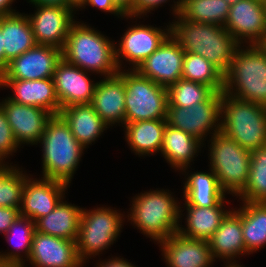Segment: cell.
<instances>
[{"label":"cell","mask_w":266,"mask_h":267,"mask_svg":"<svg viewBox=\"0 0 266 267\" xmlns=\"http://www.w3.org/2000/svg\"><path fill=\"white\" fill-rule=\"evenodd\" d=\"M169 21L170 36L184 52L203 56L225 74L240 44L224 26L194 22L177 13Z\"/></svg>","instance_id":"6da1fadb"},{"label":"cell","mask_w":266,"mask_h":267,"mask_svg":"<svg viewBox=\"0 0 266 267\" xmlns=\"http://www.w3.org/2000/svg\"><path fill=\"white\" fill-rule=\"evenodd\" d=\"M169 189H150L131 197L126 223L159 244L179 230L180 202ZM152 239V240H151Z\"/></svg>","instance_id":"7a4b0ae2"},{"label":"cell","mask_w":266,"mask_h":267,"mask_svg":"<svg viewBox=\"0 0 266 267\" xmlns=\"http://www.w3.org/2000/svg\"><path fill=\"white\" fill-rule=\"evenodd\" d=\"M86 23L80 19L71 25L62 58L99 78L115 76L119 72L115 39Z\"/></svg>","instance_id":"3957f363"},{"label":"cell","mask_w":266,"mask_h":267,"mask_svg":"<svg viewBox=\"0 0 266 267\" xmlns=\"http://www.w3.org/2000/svg\"><path fill=\"white\" fill-rule=\"evenodd\" d=\"M38 144L42 148L41 177L71 185L86 149L75 139L60 115H53L48 121Z\"/></svg>","instance_id":"277c9868"},{"label":"cell","mask_w":266,"mask_h":267,"mask_svg":"<svg viewBox=\"0 0 266 267\" xmlns=\"http://www.w3.org/2000/svg\"><path fill=\"white\" fill-rule=\"evenodd\" d=\"M224 93L266 106V47L240 45L224 74Z\"/></svg>","instance_id":"5b68a950"},{"label":"cell","mask_w":266,"mask_h":267,"mask_svg":"<svg viewBox=\"0 0 266 267\" xmlns=\"http://www.w3.org/2000/svg\"><path fill=\"white\" fill-rule=\"evenodd\" d=\"M125 212L116 207H83L78 237L76 239L77 256L85 266L89 259L100 257L121 237L126 218Z\"/></svg>","instance_id":"8992f818"},{"label":"cell","mask_w":266,"mask_h":267,"mask_svg":"<svg viewBox=\"0 0 266 267\" xmlns=\"http://www.w3.org/2000/svg\"><path fill=\"white\" fill-rule=\"evenodd\" d=\"M220 132L250 152L266 146V106L222 92Z\"/></svg>","instance_id":"52a82bcc"},{"label":"cell","mask_w":266,"mask_h":267,"mask_svg":"<svg viewBox=\"0 0 266 267\" xmlns=\"http://www.w3.org/2000/svg\"><path fill=\"white\" fill-rule=\"evenodd\" d=\"M206 143L204 149L208 146L209 168L217 176L221 189L236 198L248 183L251 152L222 132Z\"/></svg>","instance_id":"ba28073f"},{"label":"cell","mask_w":266,"mask_h":267,"mask_svg":"<svg viewBox=\"0 0 266 267\" xmlns=\"http://www.w3.org/2000/svg\"><path fill=\"white\" fill-rule=\"evenodd\" d=\"M125 87V124L166 119L167 88L142 76L137 70H119Z\"/></svg>","instance_id":"9c48e42d"},{"label":"cell","mask_w":266,"mask_h":267,"mask_svg":"<svg viewBox=\"0 0 266 267\" xmlns=\"http://www.w3.org/2000/svg\"><path fill=\"white\" fill-rule=\"evenodd\" d=\"M127 19L132 20V24L136 23L128 25L119 41H115L116 62L119 70H136L170 35V23H165L164 27H157L155 24L154 27L141 22L137 24V20L142 17L138 19V17L126 15L125 20Z\"/></svg>","instance_id":"30bf717a"},{"label":"cell","mask_w":266,"mask_h":267,"mask_svg":"<svg viewBox=\"0 0 266 267\" xmlns=\"http://www.w3.org/2000/svg\"><path fill=\"white\" fill-rule=\"evenodd\" d=\"M221 102L222 92H214L205 102L192 107L168 106L166 122L205 143L221 131Z\"/></svg>","instance_id":"8fae6325"},{"label":"cell","mask_w":266,"mask_h":267,"mask_svg":"<svg viewBox=\"0 0 266 267\" xmlns=\"http://www.w3.org/2000/svg\"><path fill=\"white\" fill-rule=\"evenodd\" d=\"M224 28L240 45H264L266 11L261 0H239L230 5Z\"/></svg>","instance_id":"7c38bea8"},{"label":"cell","mask_w":266,"mask_h":267,"mask_svg":"<svg viewBox=\"0 0 266 267\" xmlns=\"http://www.w3.org/2000/svg\"><path fill=\"white\" fill-rule=\"evenodd\" d=\"M0 107L7 116L13 136L18 145H38L48 121L53 114L43 108L22 105L10 100L1 99Z\"/></svg>","instance_id":"4fadbf2b"},{"label":"cell","mask_w":266,"mask_h":267,"mask_svg":"<svg viewBox=\"0 0 266 267\" xmlns=\"http://www.w3.org/2000/svg\"><path fill=\"white\" fill-rule=\"evenodd\" d=\"M61 59L62 49L36 44L10 61L0 74V79L40 80L52 78Z\"/></svg>","instance_id":"5bb4252c"},{"label":"cell","mask_w":266,"mask_h":267,"mask_svg":"<svg viewBox=\"0 0 266 267\" xmlns=\"http://www.w3.org/2000/svg\"><path fill=\"white\" fill-rule=\"evenodd\" d=\"M34 13H27L36 44L63 49L69 29L76 21V13L70 8L32 5ZM76 18V19H75Z\"/></svg>","instance_id":"9a60e30c"},{"label":"cell","mask_w":266,"mask_h":267,"mask_svg":"<svg viewBox=\"0 0 266 267\" xmlns=\"http://www.w3.org/2000/svg\"><path fill=\"white\" fill-rule=\"evenodd\" d=\"M31 175L25 182L20 215L33 222L48 215L66 196L70 185L54 179Z\"/></svg>","instance_id":"2e32d148"},{"label":"cell","mask_w":266,"mask_h":267,"mask_svg":"<svg viewBox=\"0 0 266 267\" xmlns=\"http://www.w3.org/2000/svg\"><path fill=\"white\" fill-rule=\"evenodd\" d=\"M87 72L62 58L53 74L56 95L61 109L70 105L89 104L98 80L91 79Z\"/></svg>","instance_id":"e0dca14e"},{"label":"cell","mask_w":266,"mask_h":267,"mask_svg":"<svg viewBox=\"0 0 266 267\" xmlns=\"http://www.w3.org/2000/svg\"><path fill=\"white\" fill-rule=\"evenodd\" d=\"M185 52L169 35L136 69L142 76L168 87L182 79Z\"/></svg>","instance_id":"ac0fdd59"},{"label":"cell","mask_w":266,"mask_h":267,"mask_svg":"<svg viewBox=\"0 0 266 267\" xmlns=\"http://www.w3.org/2000/svg\"><path fill=\"white\" fill-rule=\"evenodd\" d=\"M167 267H214L207 240L185 237L178 232L158 244Z\"/></svg>","instance_id":"d6986e66"},{"label":"cell","mask_w":266,"mask_h":267,"mask_svg":"<svg viewBox=\"0 0 266 267\" xmlns=\"http://www.w3.org/2000/svg\"><path fill=\"white\" fill-rule=\"evenodd\" d=\"M26 267H84L76 242L35 231ZM31 265V266H30Z\"/></svg>","instance_id":"ffe728a7"},{"label":"cell","mask_w":266,"mask_h":267,"mask_svg":"<svg viewBox=\"0 0 266 267\" xmlns=\"http://www.w3.org/2000/svg\"><path fill=\"white\" fill-rule=\"evenodd\" d=\"M226 215L220 227L208 240L214 260L224 265L241 264L237 260L246 256L242 231V201Z\"/></svg>","instance_id":"44dd1931"},{"label":"cell","mask_w":266,"mask_h":267,"mask_svg":"<svg viewBox=\"0 0 266 267\" xmlns=\"http://www.w3.org/2000/svg\"><path fill=\"white\" fill-rule=\"evenodd\" d=\"M226 198L227 197L217 206L211 207L188 205L181 199L178 233L188 238L208 241L220 227L226 215L233 209V207L231 209L228 207L227 210L229 199L227 200ZM182 220L185 222V224H183L184 226L182 225Z\"/></svg>","instance_id":"7402d4cb"},{"label":"cell","mask_w":266,"mask_h":267,"mask_svg":"<svg viewBox=\"0 0 266 267\" xmlns=\"http://www.w3.org/2000/svg\"><path fill=\"white\" fill-rule=\"evenodd\" d=\"M2 88V89H1ZM11 89L7 97L19 104L36 106L59 115L60 102L56 95L53 78L40 80L0 79V89Z\"/></svg>","instance_id":"603a6c76"},{"label":"cell","mask_w":266,"mask_h":267,"mask_svg":"<svg viewBox=\"0 0 266 267\" xmlns=\"http://www.w3.org/2000/svg\"><path fill=\"white\" fill-rule=\"evenodd\" d=\"M98 81L91 105L95 112L112 129L125 125V87L124 80L116 74Z\"/></svg>","instance_id":"cb8c5ba5"},{"label":"cell","mask_w":266,"mask_h":267,"mask_svg":"<svg viewBox=\"0 0 266 267\" xmlns=\"http://www.w3.org/2000/svg\"><path fill=\"white\" fill-rule=\"evenodd\" d=\"M191 170L194 169L190 166L180 172L184 176L183 192H181L183 195L181 196L188 205L199 207L217 206L228 196L219 186L217 176L210 168L208 171Z\"/></svg>","instance_id":"d4e9b609"},{"label":"cell","mask_w":266,"mask_h":267,"mask_svg":"<svg viewBox=\"0 0 266 267\" xmlns=\"http://www.w3.org/2000/svg\"><path fill=\"white\" fill-rule=\"evenodd\" d=\"M203 147L204 143L195 136L166 124L160 155L175 172L181 175L180 172L184 168L190 165L193 167L195 158Z\"/></svg>","instance_id":"484cf974"},{"label":"cell","mask_w":266,"mask_h":267,"mask_svg":"<svg viewBox=\"0 0 266 267\" xmlns=\"http://www.w3.org/2000/svg\"><path fill=\"white\" fill-rule=\"evenodd\" d=\"M59 115L70 127L75 139L85 148H90L110 128L95 112L92 105L76 104L64 107Z\"/></svg>","instance_id":"4316f807"},{"label":"cell","mask_w":266,"mask_h":267,"mask_svg":"<svg viewBox=\"0 0 266 267\" xmlns=\"http://www.w3.org/2000/svg\"><path fill=\"white\" fill-rule=\"evenodd\" d=\"M166 119L143 120L127 123L123 126L127 147L138 157L160 154Z\"/></svg>","instance_id":"83f0119b"},{"label":"cell","mask_w":266,"mask_h":267,"mask_svg":"<svg viewBox=\"0 0 266 267\" xmlns=\"http://www.w3.org/2000/svg\"><path fill=\"white\" fill-rule=\"evenodd\" d=\"M5 52V69L10 61L36 45L31 22L24 12L0 17Z\"/></svg>","instance_id":"f1b7e54d"},{"label":"cell","mask_w":266,"mask_h":267,"mask_svg":"<svg viewBox=\"0 0 266 267\" xmlns=\"http://www.w3.org/2000/svg\"><path fill=\"white\" fill-rule=\"evenodd\" d=\"M67 201L65 196L53 211L37 219L36 231L76 242L83 207Z\"/></svg>","instance_id":"f546056e"},{"label":"cell","mask_w":266,"mask_h":267,"mask_svg":"<svg viewBox=\"0 0 266 267\" xmlns=\"http://www.w3.org/2000/svg\"><path fill=\"white\" fill-rule=\"evenodd\" d=\"M35 231V222L30 218L18 216L3 235L11 249L0 251V261L25 264L30 257Z\"/></svg>","instance_id":"4dcf8cb0"},{"label":"cell","mask_w":266,"mask_h":267,"mask_svg":"<svg viewBox=\"0 0 266 267\" xmlns=\"http://www.w3.org/2000/svg\"><path fill=\"white\" fill-rule=\"evenodd\" d=\"M242 231L246 255L266 246V203L242 201Z\"/></svg>","instance_id":"1f68e13d"},{"label":"cell","mask_w":266,"mask_h":267,"mask_svg":"<svg viewBox=\"0 0 266 267\" xmlns=\"http://www.w3.org/2000/svg\"><path fill=\"white\" fill-rule=\"evenodd\" d=\"M229 8L226 0H182L179 14L186 20L224 26Z\"/></svg>","instance_id":"d6a6232c"},{"label":"cell","mask_w":266,"mask_h":267,"mask_svg":"<svg viewBox=\"0 0 266 267\" xmlns=\"http://www.w3.org/2000/svg\"><path fill=\"white\" fill-rule=\"evenodd\" d=\"M31 175L13 162L0 164V207L20 210L24 185Z\"/></svg>","instance_id":"836d02e7"},{"label":"cell","mask_w":266,"mask_h":267,"mask_svg":"<svg viewBox=\"0 0 266 267\" xmlns=\"http://www.w3.org/2000/svg\"><path fill=\"white\" fill-rule=\"evenodd\" d=\"M182 79L202 83L215 92L224 90V74L201 55L185 52Z\"/></svg>","instance_id":"e575fe53"},{"label":"cell","mask_w":266,"mask_h":267,"mask_svg":"<svg viewBox=\"0 0 266 267\" xmlns=\"http://www.w3.org/2000/svg\"><path fill=\"white\" fill-rule=\"evenodd\" d=\"M238 201L266 203V146L251 152L249 178Z\"/></svg>","instance_id":"d590c367"},{"label":"cell","mask_w":266,"mask_h":267,"mask_svg":"<svg viewBox=\"0 0 266 267\" xmlns=\"http://www.w3.org/2000/svg\"><path fill=\"white\" fill-rule=\"evenodd\" d=\"M214 92L202 83L180 79L167 87L168 106L192 107L205 102Z\"/></svg>","instance_id":"8d00e7d4"},{"label":"cell","mask_w":266,"mask_h":267,"mask_svg":"<svg viewBox=\"0 0 266 267\" xmlns=\"http://www.w3.org/2000/svg\"><path fill=\"white\" fill-rule=\"evenodd\" d=\"M21 148L15 141L7 116L0 107V164L9 163L7 160Z\"/></svg>","instance_id":"74e56055"},{"label":"cell","mask_w":266,"mask_h":267,"mask_svg":"<svg viewBox=\"0 0 266 267\" xmlns=\"http://www.w3.org/2000/svg\"><path fill=\"white\" fill-rule=\"evenodd\" d=\"M170 3V12L172 11L173 17L179 13L182 0H173V3L171 4L172 0H134L133 1V7L126 13V15L133 16V17H148L147 14L152 13V11L155 12V10H158L159 7L164 6L163 4Z\"/></svg>","instance_id":"f35d334b"},{"label":"cell","mask_w":266,"mask_h":267,"mask_svg":"<svg viewBox=\"0 0 266 267\" xmlns=\"http://www.w3.org/2000/svg\"><path fill=\"white\" fill-rule=\"evenodd\" d=\"M88 6H91V8H96L101 12L116 16L117 18L122 20L126 16V13L117 5L114 0H86V3L83 5L80 11H82L86 7L88 10Z\"/></svg>","instance_id":"ab89813d"},{"label":"cell","mask_w":266,"mask_h":267,"mask_svg":"<svg viewBox=\"0 0 266 267\" xmlns=\"http://www.w3.org/2000/svg\"><path fill=\"white\" fill-rule=\"evenodd\" d=\"M20 216V210L12 207H0V235H4L9 227Z\"/></svg>","instance_id":"60d3db41"},{"label":"cell","mask_w":266,"mask_h":267,"mask_svg":"<svg viewBox=\"0 0 266 267\" xmlns=\"http://www.w3.org/2000/svg\"><path fill=\"white\" fill-rule=\"evenodd\" d=\"M101 260V258H99V260L96 259L97 263L95 264V267H138L134 265V263L129 262L128 259L119 255L113 257L109 256L108 259L105 258L102 261Z\"/></svg>","instance_id":"b9f144b4"},{"label":"cell","mask_w":266,"mask_h":267,"mask_svg":"<svg viewBox=\"0 0 266 267\" xmlns=\"http://www.w3.org/2000/svg\"><path fill=\"white\" fill-rule=\"evenodd\" d=\"M26 1L29 3V5L69 8V4L67 3L66 0H26Z\"/></svg>","instance_id":"7bdbcfd3"},{"label":"cell","mask_w":266,"mask_h":267,"mask_svg":"<svg viewBox=\"0 0 266 267\" xmlns=\"http://www.w3.org/2000/svg\"><path fill=\"white\" fill-rule=\"evenodd\" d=\"M16 2V0H0V17L4 15H10L14 14L17 11L13 7V4Z\"/></svg>","instance_id":"ee69618b"},{"label":"cell","mask_w":266,"mask_h":267,"mask_svg":"<svg viewBox=\"0 0 266 267\" xmlns=\"http://www.w3.org/2000/svg\"><path fill=\"white\" fill-rule=\"evenodd\" d=\"M5 70V52L3 46V35L0 28V74Z\"/></svg>","instance_id":"f6af8a7d"},{"label":"cell","mask_w":266,"mask_h":267,"mask_svg":"<svg viewBox=\"0 0 266 267\" xmlns=\"http://www.w3.org/2000/svg\"><path fill=\"white\" fill-rule=\"evenodd\" d=\"M69 4V8L72 9L75 13L83 7L86 3V0H66Z\"/></svg>","instance_id":"bcb514c9"},{"label":"cell","mask_w":266,"mask_h":267,"mask_svg":"<svg viewBox=\"0 0 266 267\" xmlns=\"http://www.w3.org/2000/svg\"><path fill=\"white\" fill-rule=\"evenodd\" d=\"M117 5L127 13L133 7L134 0H114Z\"/></svg>","instance_id":"7dc6e473"},{"label":"cell","mask_w":266,"mask_h":267,"mask_svg":"<svg viewBox=\"0 0 266 267\" xmlns=\"http://www.w3.org/2000/svg\"><path fill=\"white\" fill-rule=\"evenodd\" d=\"M0 267H26V266L21 263L0 261Z\"/></svg>","instance_id":"c3c4849f"},{"label":"cell","mask_w":266,"mask_h":267,"mask_svg":"<svg viewBox=\"0 0 266 267\" xmlns=\"http://www.w3.org/2000/svg\"><path fill=\"white\" fill-rule=\"evenodd\" d=\"M224 267H245V266H243V263H242V265L241 264L224 265Z\"/></svg>","instance_id":"681fc988"},{"label":"cell","mask_w":266,"mask_h":267,"mask_svg":"<svg viewBox=\"0 0 266 267\" xmlns=\"http://www.w3.org/2000/svg\"><path fill=\"white\" fill-rule=\"evenodd\" d=\"M230 5L236 3L239 0H226Z\"/></svg>","instance_id":"f907efd6"},{"label":"cell","mask_w":266,"mask_h":267,"mask_svg":"<svg viewBox=\"0 0 266 267\" xmlns=\"http://www.w3.org/2000/svg\"><path fill=\"white\" fill-rule=\"evenodd\" d=\"M263 4H264V9L266 11V0H263Z\"/></svg>","instance_id":"816d5d0a"}]
</instances>
